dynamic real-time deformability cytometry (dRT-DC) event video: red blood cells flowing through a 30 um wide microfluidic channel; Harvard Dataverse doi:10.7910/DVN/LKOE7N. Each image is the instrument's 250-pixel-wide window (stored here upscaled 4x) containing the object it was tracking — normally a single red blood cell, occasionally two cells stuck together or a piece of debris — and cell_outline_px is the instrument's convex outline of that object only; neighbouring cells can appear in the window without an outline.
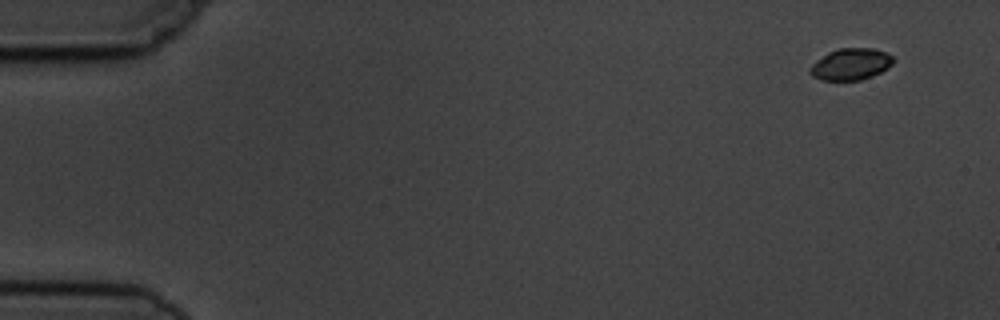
{"species": "common noctule bat (a hibernating species)", "species_latin": "Nyctalus noctula", "temperature_condition": "cold", "stored_images_in_passage": 6, "camera_frame_rate_fps": 3000, "um_per_image_px": 0.085, "animal": {"sex": "male", "body_mass_g": 19.5, "forearm_length_mm": 54.6}, "frame": {"image": 1, "passage_image": 1, "time_ms": 0.0, "image_size_px": [1000, 320], "cell_outline_px": [[892, 64], [888, 68], [872, 76], [860, 80], [824, 80], [812, 76], [808, 72], [808, 68], [816, 60], [828, 52], [840, 48], [872, 48], [884, 52], [892, 56]], "centroid_in_image_um": [72.28, 5.46], "position_along_channel_um": 12.7, "area_um2": 15.26}}
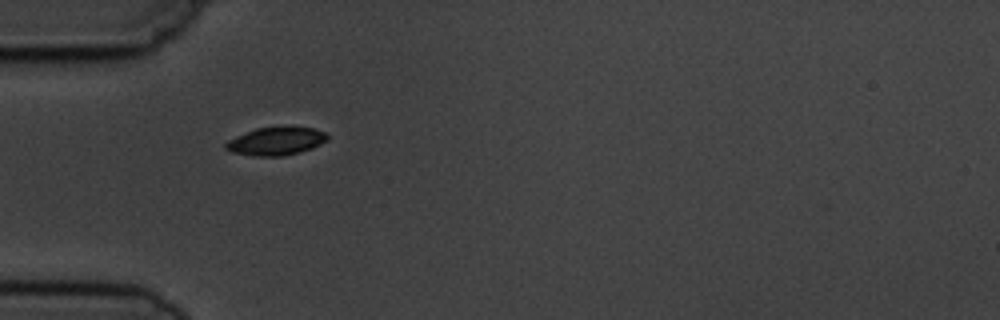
{"frame": {"image": 2, "passage_image": 5, "time_ms": 4.667, "image_size_px": [1000, 320], "cell_outline_px": [[328, 140], [312, 148], [284, 156], [252, 156], [232, 152], [224, 148], [224, 144], [228, 140], [236, 136], [256, 128], [292, 124], [312, 128], [324, 132], [328, 136]], "centroid_in_image_um": [23.47, 11.96], "position_along_channel_um": 61.5, "area_um2": 17.11}}
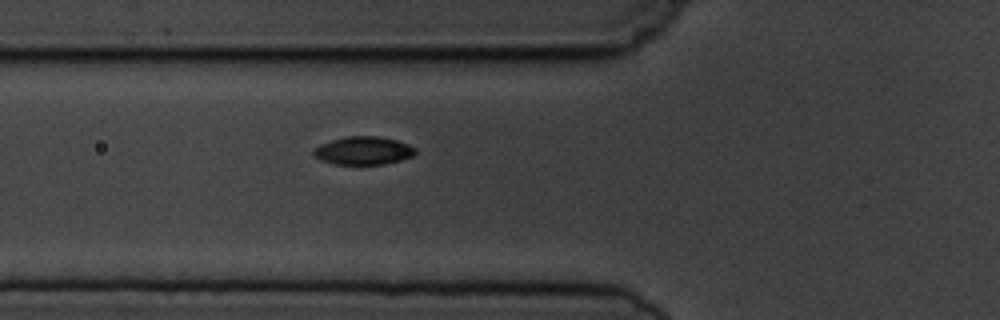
{"frame": {"image": 3, "passage_image": 6, "time_ms": 5.667, "image_size_px": [1000, 320], "cell_outline_px": [[416, 152], [412, 156], [400, 160], [384, 164], [336, 164], [320, 160], [312, 152], [320, 144], [332, 140], [348, 136], [380, 136], [396, 140], [408, 144], [416, 148]], "centroid_in_image_um": [30.91, 12.8], "position_along_channel_um": 94.9, "area_um2": 16.53}}